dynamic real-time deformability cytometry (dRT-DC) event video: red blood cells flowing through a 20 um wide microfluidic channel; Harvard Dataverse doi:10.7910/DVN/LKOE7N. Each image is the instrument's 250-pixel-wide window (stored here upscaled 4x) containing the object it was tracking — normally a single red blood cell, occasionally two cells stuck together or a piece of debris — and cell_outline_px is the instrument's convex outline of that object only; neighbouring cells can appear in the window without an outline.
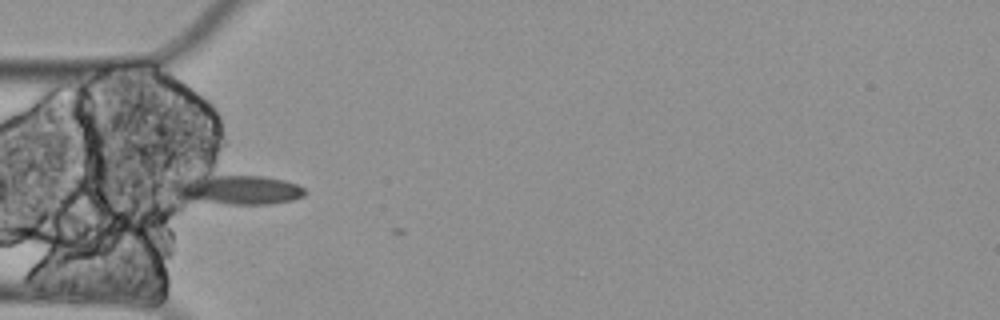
{"species": "Egyptian fruit bat (a non-hibernating species)", "species_latin": "Rousettus aegyptiacus", "temperature_condition": "cold", "stored_images_in_passage": 7, "camera_frame_rate_fps": 3000, "um_per_image_px": 0.085, "animal": {"sex": "female"}, "frame": {"image": 1, "passage_image": 1, "time_ms": 0.0, "image_size_px": [1000, 320], "cell_outline_px": [[308, 192], [304, 196], [292, 200], [272, 204], [228, 204], [180, 196], [168, 188], [168, 184], [196, 176], [264, 176], [284, 180], [296, 184], [304, 188]], "centroid_in_image_um": [20.26, 16.11], "position_along_channel_um": 64.7, "area_um2": 22.2}}
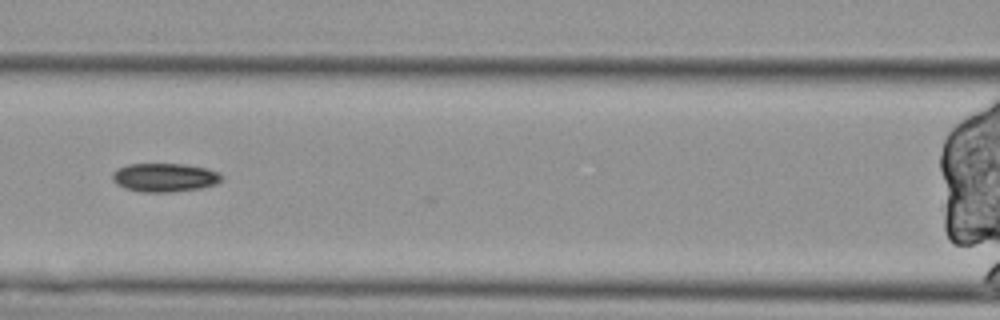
{"frame": {"image": 2, "passage_image": 3, "time_ms": 0.667, "image_size_px": [1000, 320], "cell_outline_px": [[224, 176], [216, 184], [200, 188], [168, 192], [140, 192], [124, 188], [116, 184], [112, 180], [112, 172], [116, 168], [128, 164], [184, 164], [208, 168], [220, 172]], "centroid_in_image_um": [13.97, 15.08], "position_along_channel_um": 152.6, "area_um2": 18.44}}
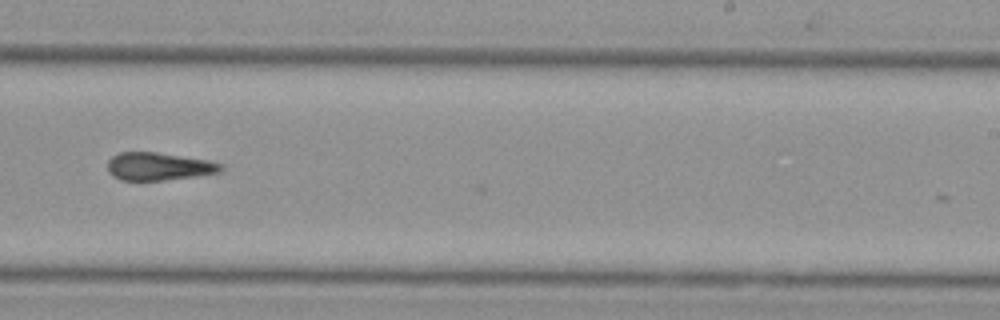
{"frame": {"image": 3, "passage_image": 6, "time_ms": 1.667, "image_size_px": [1000, 320], "cell_outline_px": [[224, 168], [220, 172], [196, 176], [164, 180], [120, 180], [112, 176], [108, 172], [108, 160], [112, 156], [120, 152], [156, 152], [212, 160], [224, 164]], "centroid_in_image_um": [13.52, 14.14], "position_along_channel_um": 275.5, "area_um2": 18.61}}